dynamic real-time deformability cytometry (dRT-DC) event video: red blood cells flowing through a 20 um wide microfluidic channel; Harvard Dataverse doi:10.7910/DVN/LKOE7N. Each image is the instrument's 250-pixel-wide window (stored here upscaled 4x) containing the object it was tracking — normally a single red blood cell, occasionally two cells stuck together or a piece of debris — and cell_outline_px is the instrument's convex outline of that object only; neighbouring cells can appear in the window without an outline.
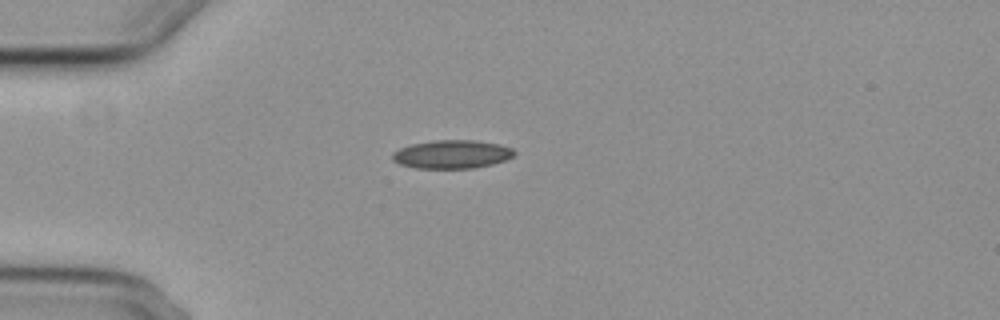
{"species": "common noctule bat (a hibernating species)", "species_latin": "Nyctalus noctula", "temperature_condition": "cold", "stored_images_in_passage": 3, "camera_frame_rate_fps": 3000, "um_per_image_px": 0.085, "animal": {"sex": "female", "body_mass_g": 29.2, "forearm_length_mm": 56.3}, "frame": {"image": 1, "passage_image": 1, "time_ms": 0.0, "image_size_px": [1000, 320], "cell_outline_px": [[516, 152], [512, 156], [504, 160], [492, 164], [472, 168], [416, 168], [400, 164], [392, 160], [392, 152], [400, 148], [412, 144], [436, 140], [476, 140], [500, 144], [512, 148]], "centroid_in_image_um": [38.41, 13.11], "position_along_channel_um": 46.6, "area_um2": 20.11}}
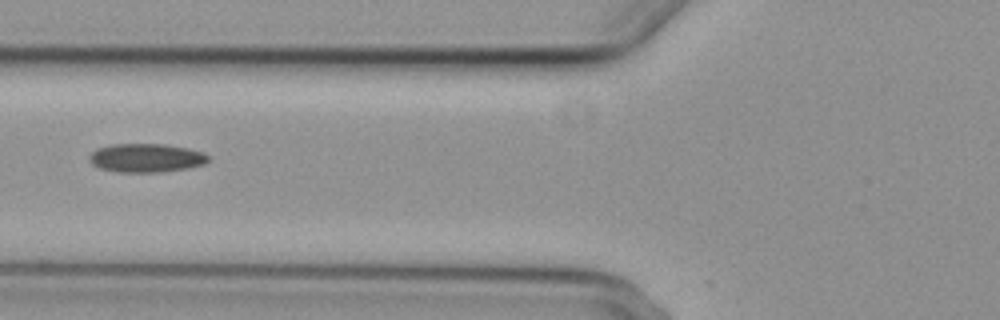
{"frame": {"image": 2, "passage_image": 3, "time_ms": 2.333, "image_size_px": [1000, 320], "cell_outline_px": [[212, 160], [204, 164], [188, 168], [164, 172], [116, 172], [100, 168], [92, 164], [88, 160], [88, 156], [96, 148], [112, 144], [164, 144], [188, 148], [204, 152]], "centroid_in_image_um": [12.43, 13.42], "position_along_channel_um": 113.4, "area_um2": 20.17}}